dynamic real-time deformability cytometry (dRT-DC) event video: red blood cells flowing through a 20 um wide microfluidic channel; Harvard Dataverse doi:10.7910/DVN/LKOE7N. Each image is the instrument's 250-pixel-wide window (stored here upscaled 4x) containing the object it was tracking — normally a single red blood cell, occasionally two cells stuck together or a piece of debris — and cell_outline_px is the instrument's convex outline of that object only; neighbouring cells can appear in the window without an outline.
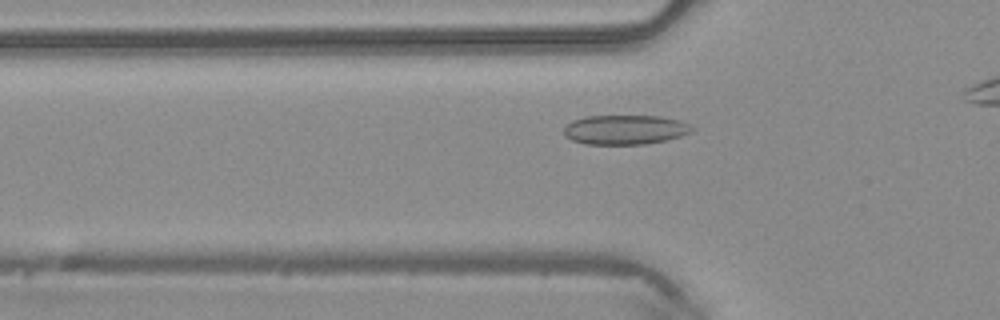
{"species": "common noctule bat (a hibernating species)", "species_latin": "Nyctalus noctula", "temperature_condition": "warm", "stored_images_in_passage": 33, "camera_frame_rate_fps": 3000, "um_per_image_px": 0.085, "animal": {"sex": "male", "body_mass_g": 20.4}, "frame": {"image": 1, "passage_image": 9, "time_ms": 2.667, "image_size_px": [1000, 320], "cell_outline_px": [[696, 128], [692, 132], [680, 136], [664, 140], [644, 144], [584, 144], [572, 140], [564, 136], [564, 128], [572, 120], [584, 116], [660, 116], [680, 120]], "centroid_in_image_um": [53.12, 11.02], "position_along_channel_um": 72.7, "area_um2": 22.08}}
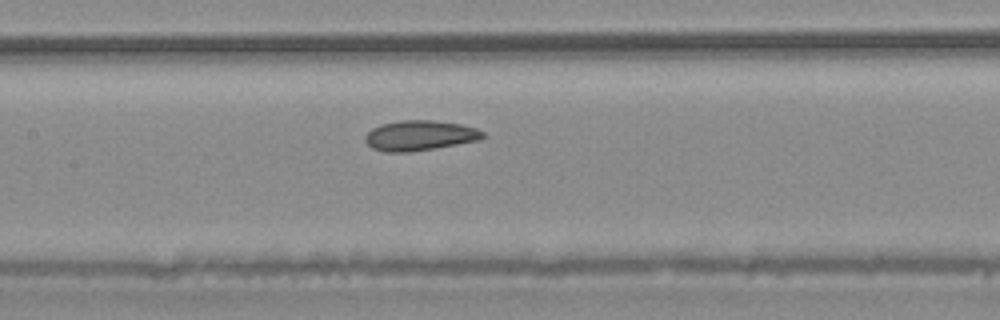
{"frame": {"image": 2, "passage_image": 16, "time_ms": 5.0, "image_size_px": [1000, 320], "cell_outline_px": [[488, 136], [480, 140], [436, 148], [408, 152], [384, 152], [372, 148], [364, 140], [364, 136], [372, 128], [380, 124], [400, 120], [432, 120], [460, 124], [476, 128], [484, 132]], "centroid_in_image_um": [35.69, 11.52], "position_along_channel_um": 171.7, "area_um2": 20.87}}
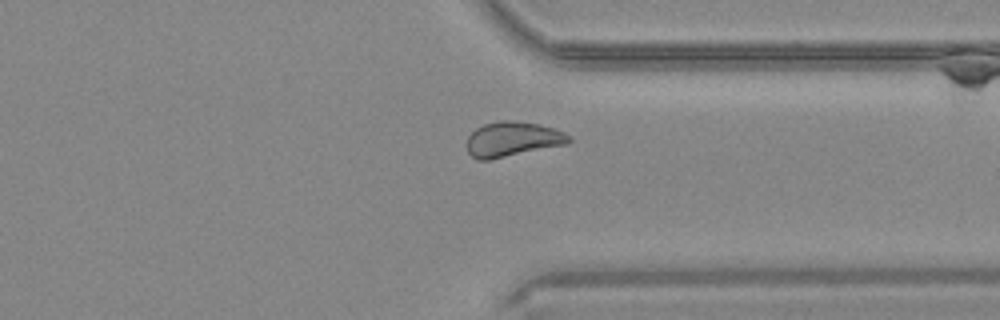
{"frame": {"image": 3, "passage_image": 30, "time_ms": 9.667, "image_size_px": [1000, 320], "cell_outline_px": [[572, 140], [568, 144], [488, 160], [476, 160], [468, 152], [468, 136], [476, 128], [484, 124], [500, 120], [508, 120], [540, 124], [564, 132], [572, 136]], "centroid_in_image_um": [43.59, 11.83], "position_along_channel_um": 367.8, "area_um2": 20.75}}